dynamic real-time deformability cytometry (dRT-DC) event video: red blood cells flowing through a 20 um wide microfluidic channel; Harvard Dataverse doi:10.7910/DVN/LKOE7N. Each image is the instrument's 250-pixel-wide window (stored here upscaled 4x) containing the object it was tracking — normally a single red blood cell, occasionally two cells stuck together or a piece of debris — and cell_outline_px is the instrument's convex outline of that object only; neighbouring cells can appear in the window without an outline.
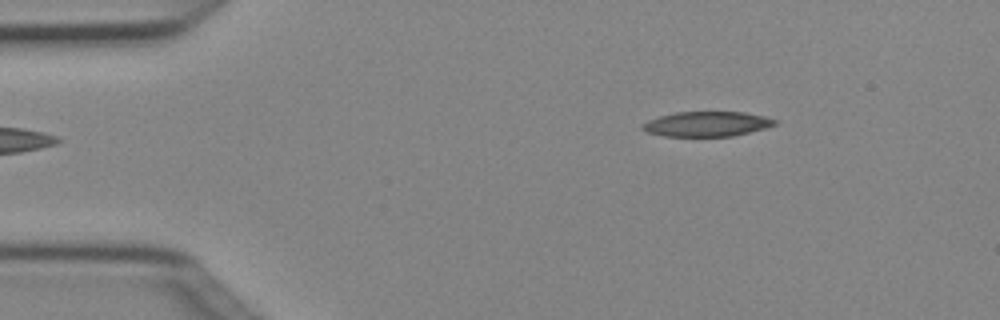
{"species": "Egyptian fruit bat (a non-hibernating species)", "species_latin": "Rousettus aegyptiacus", "temperature_condition": "cold", "stored_images_in_passage": 3, "camera_frame_rate_fps": 3000, "um_per_image_px": 0.085, "animal": {"sex": "female"}, "frame": {"image": 1, "passage_image": 3, "time_ms": 0.667, "image_size_px": [1000, 320], "cell_outline_px": [[776, 124], [764, 128], [732, 136], [664, 136], [644, 132], [640, 128], [640, 124], [648, 120], [660, 116], [676, 112], [744, 112], [764, 116], [776, 120]], "centroid_in_image_um": [60.01, 10.54], "position_along_channel_um": 25.0, "area_um2": 19.19}}